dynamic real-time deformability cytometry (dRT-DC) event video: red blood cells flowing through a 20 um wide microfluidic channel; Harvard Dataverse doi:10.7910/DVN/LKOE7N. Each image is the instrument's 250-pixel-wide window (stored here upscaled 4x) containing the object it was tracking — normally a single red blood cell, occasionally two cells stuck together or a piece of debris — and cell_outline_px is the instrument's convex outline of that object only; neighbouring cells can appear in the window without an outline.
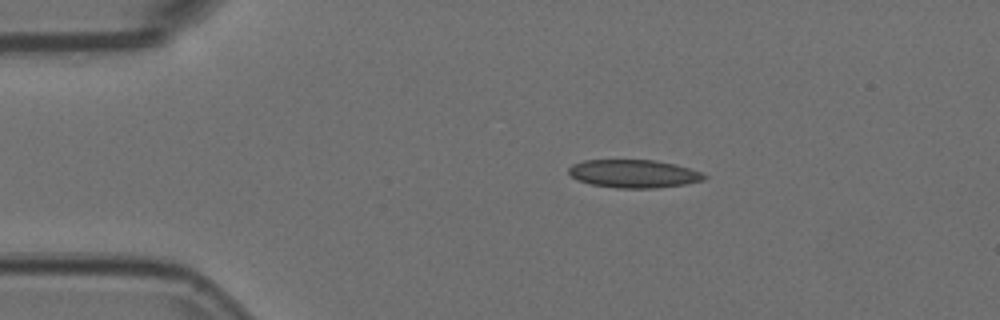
{"species": "Egyptian fruit bat (a non-hibernating species)", "species_latin": "Rousettus aegyptiacus", "temperature_condition": "room temperature", "stored_images_in_passage": 45, "camera_frame_rate_fps": 3000, "um_per_image_px": 0.085, "animal": {"sex": "female"}, "frame": {"image": 1, "passage_image": 1, "time_ms": 0.0, "image_size_px": [1000, 320], "cell_outline_px": [[708, 176], [704, 180], [684, 184], [656, 188], [616, 188], [588, 184], [576, 180], [568, 172], [568, 168], [572, 164], [584, 160], [656, 160], [676, 164], [700, 172]], "centroid_in_image_um": [53.83, 14.77], "position_along_channel_um": 31.2, "area_um2": 22.31}}
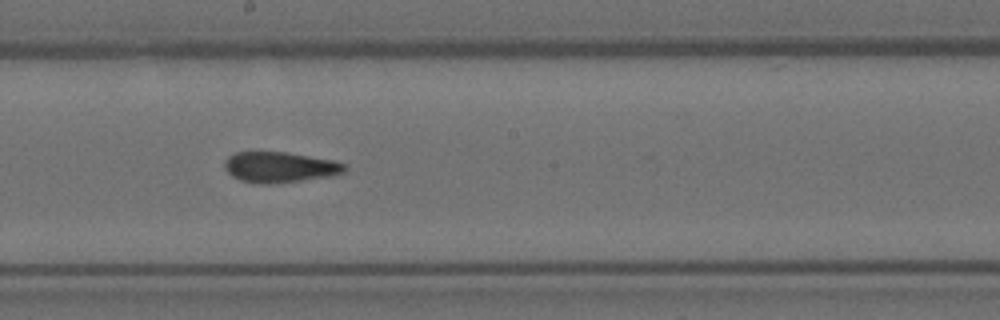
{"frame": {"image": 2, "passage_image": 20, "time_ms": 6.333, "image_size_px": [1000, 320], "cell_outline_px": [[348, 168], [344, 172], [336, 176], [276, 184], [260, 184], [240, 180], [232, 176], [224, 168], [224, 160], [228, 156], [236, 152], [284, 152], [332, 160], [348, 164]], "centroid_in_image_um": [23.82, 14.23], "position_along_channel_um": 224.4, "area_um2": 21.79}}
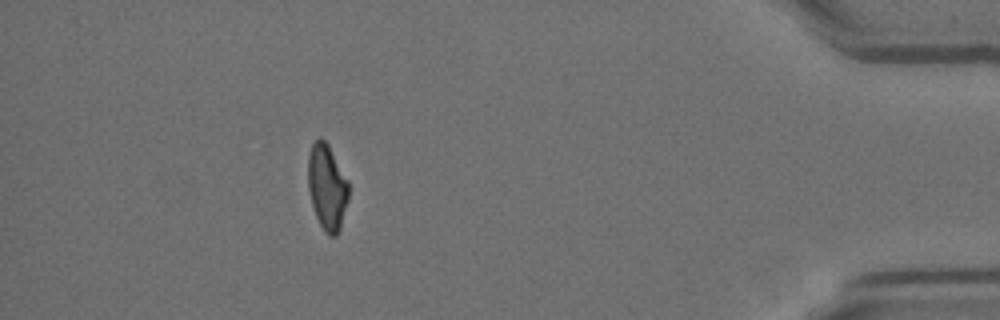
{"frame": {"image": 3, "passage_image": 39, "time_ms": 12.667, "image_size_px": [1000, 320], "cell_outline_px": [[348, 200], [340, 228], [336, 236], [328, 236], [324, 232], [316, 216], [312, 204], [308, 188], [308, 156], [312, 144], [320, 136], [328, 144], [348, 180]], "centroid_in_image_um": [27.8, 15.9], "position_along_channel_um": 407.4, "area_um2": 20.23}, "authors_computed_cell_mechanics": {"area_um2": 21.7328, "velocity_mm_per_s": 3.7614, "shape_relaxation_time_tau1_ms": null, "shape_relaxation_time_tau2_ms": 3.2188, "deformation_change_tau1": null, "deformation_change_tau2": 0.0917}}